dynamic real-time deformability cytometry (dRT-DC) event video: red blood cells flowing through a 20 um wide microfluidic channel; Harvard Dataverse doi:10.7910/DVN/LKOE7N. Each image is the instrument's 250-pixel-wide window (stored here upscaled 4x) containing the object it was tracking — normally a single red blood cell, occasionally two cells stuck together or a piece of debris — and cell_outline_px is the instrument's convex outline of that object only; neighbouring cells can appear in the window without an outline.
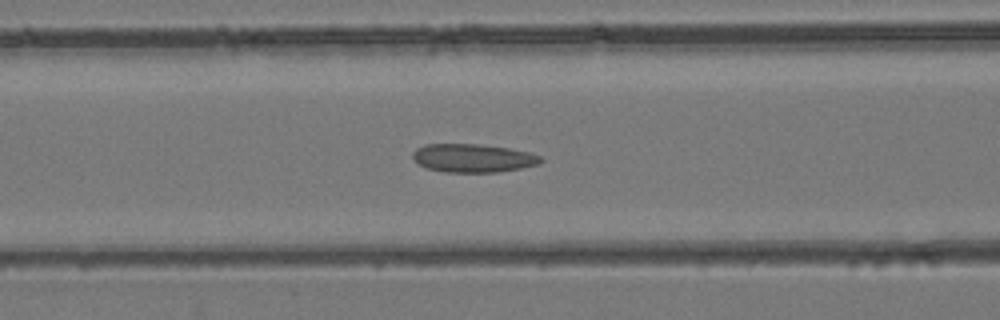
{"species": "common noctule bat (a hibernating species)", "species_latin": "Nyctalus noctula", "temperature_condition": "room temperature", "stored_images_in_passage": 45, "camera_frame_rate_fps": 3000, "um_per_image_px": 0.085, "animal": {"sex": "female", "body_mass_g": 24.6, "forearm_length_mm": 56.2}, "frame": {"image": 1, "passage_image": 19, "time_ms": 6.0, "image_size_px": [1000, 320], "cell_outline_px": [[544, 160], [540, 164], [520, 168], [496, 172], [444, 172], [428, 168], [420, 164], [412, 156], [412, 152], [416, 148], [424, 144], [476, 144], [508, 148], [528, 152], [540, 156]], "centroid_in_image_um": [40.2, 13.43], "position_along_channel_um": 126.4, "area_um2": 21.04}}
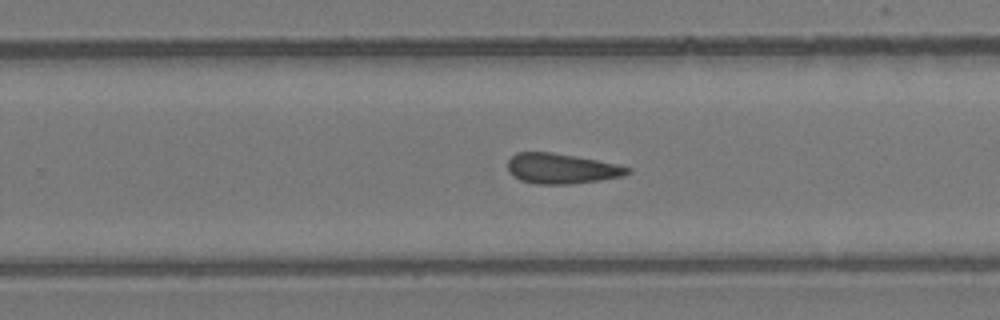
{"frame": {"image": 2, "passage_image": 29, "time_ms": 9.333, "image_size_px": [1000, 320], "cell_outline_px": [[632, 172], [624, 176], [600, 180], [572, 184], [536, 184], [520, 180], [512, 176], [508, 172], [508, 160], [516, 152], [552, 152], [596, 160], [616, 164], [632, 168]], "centroid_in_image_um": [47.72, 14.33], "position_along_channel_um": 282.1, "area_um2": 21.21}}
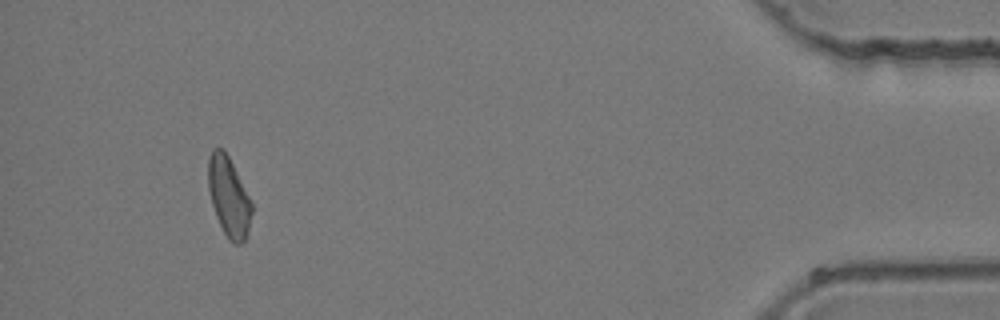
{"frame": {"image": 3, "passage_image": 42, "time_ms": 13.667, "image_size_px": [1000, 320], "cell_outline_px": [[252, 212], [248, 232], [244, 244], [232, 244], [228, 240], [216, 216], [212, 204], [208, 188], [208, 156], [212, 148], [224, 148], [252, 204]], "centroid_in_image_um": [19.43, 16.75], "position_along_channel_um": 415.8, "area_um2": 20.11}}